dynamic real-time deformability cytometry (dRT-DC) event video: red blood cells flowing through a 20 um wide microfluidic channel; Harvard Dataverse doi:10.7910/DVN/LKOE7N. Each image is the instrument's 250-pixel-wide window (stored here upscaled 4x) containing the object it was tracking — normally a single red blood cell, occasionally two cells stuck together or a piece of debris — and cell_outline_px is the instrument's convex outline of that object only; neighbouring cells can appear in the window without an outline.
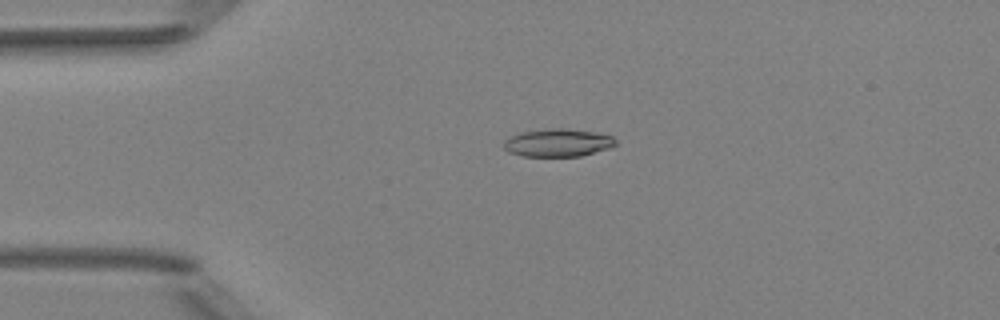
{"species": "Egyptian fruit bat (a non-hibernating species)", "species_latin": "Rousettus aegyptiacus", "temperature_condition": "room temperature", "stored_images_in_passage": 40, "camera_frame_rate_fps": 3000, "um_per_image_px": 0.085, "animal": {"sex": "female"}, "frame": {"image": 1, "passage_image": 1, "time_ms": 0.0, "image_size_px": [1000, 320], "cell_outline_px": [[616, 144], [608, 148], [580, 156], [524, 156], [508, 152], [504, 148], [504, 140], [520, 132], [548, 128], [568, 128], [592, 132], [612, 136], [616, 140]], "centroid_in_image_um": [47.39, 12.12], "position_along_channel_um": 37.6, "area_um2": 18.03}}
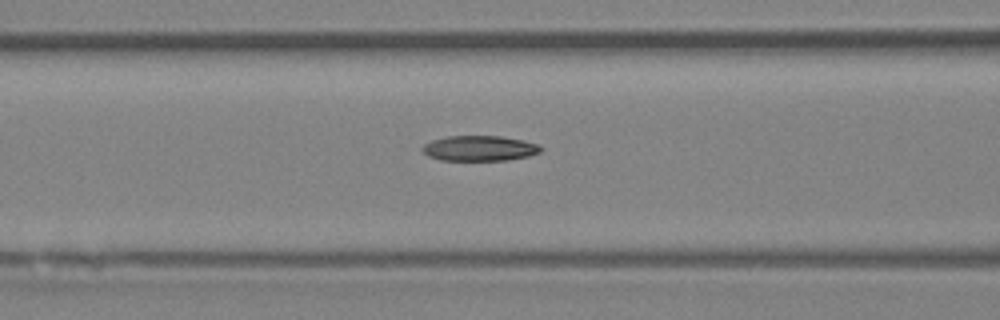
{"frame": {"image": 2, "passage_image": 10, "time_ms": 3.0, "image_size_px": [1000, 320], "cell_outline_px": [[544, 148], [540, 152], [528, 156], [508, 160], [440, 160], [428, 156], [420, 148], [424, 144], [432, 140], [448, 136], [500, 136], [524, 140], [540, 144]], "centroid_in_image_um": [40.79, 12.6], "position_along_channel_um": 125.8, "area_um2": 17.57}}
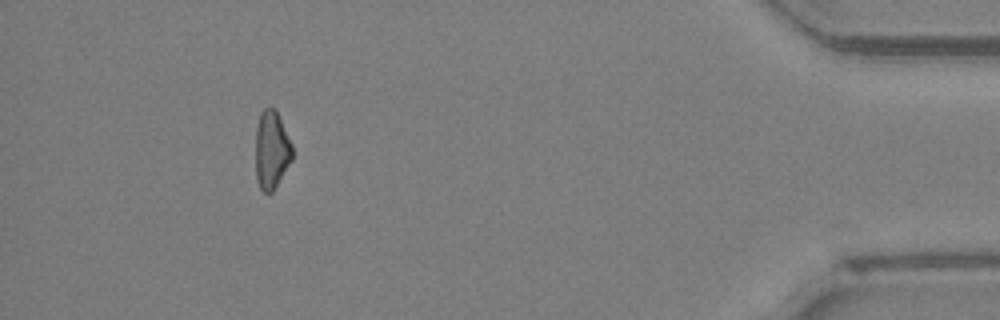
{"frame": {"image": 3, "passage_image": 36, "time_ms": 11.667, "image_size_px": [1000, 320], "cell_outline_px": [[292, 160], [272, 192], [264, 192], [260, 188], [256, 180], [256, 128], [260, 112], [264, 108], [272, 108], [276, 112], [292, 144]], "centroid_in_image_um": [23.07, 12.76], "position_along_channel_um": 412.1, "area_um2": 16.47}, "authors_computed_cell_mechanics": {"area_um2": 17.5712, "velocity_mm_per_s": 4.0277, "shape_relaxation_time_tau1_ms": 8.1473, "shape_relaxation_time_tau2_ms": 5.169, "deformation_change_tau1": 0.2013, "deformation_change_tau2": 0.1283}}